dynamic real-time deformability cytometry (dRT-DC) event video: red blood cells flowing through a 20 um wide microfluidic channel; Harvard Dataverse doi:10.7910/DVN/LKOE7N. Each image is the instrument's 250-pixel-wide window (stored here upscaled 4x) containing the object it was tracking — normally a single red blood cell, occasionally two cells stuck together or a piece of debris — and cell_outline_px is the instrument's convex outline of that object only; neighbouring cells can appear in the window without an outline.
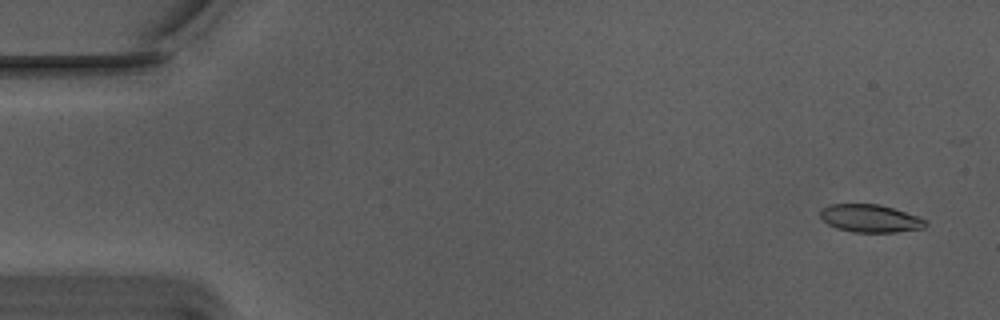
{"species": "Egyptian fruit bat (a non-hibernating species)", "species_latin": "Rousettus aegyptiacus", "temperature_condition": "warm", "stored_images_in_passage": 41, "camera_frame_rate_fps": 3000, "um_per_image_px": 0.085, "animal": {"sex": "male"}, "frame": {"image": 1, "passage_image": 3, "time_ms": 0.667, "image_size_px": [1000, 320], "cell_outline_px": [[928, 224], [924, 228], [896, 232], [852, 232], [836, 228], [828, 224], [820, 216], [820, 212], [824, 208], [832, 204], [880, 204], [920, 216]], "centroid_in_image_um": [74.01, 18.56], "position_along_channel_um": 11.0, "area_um2": 17.05}}
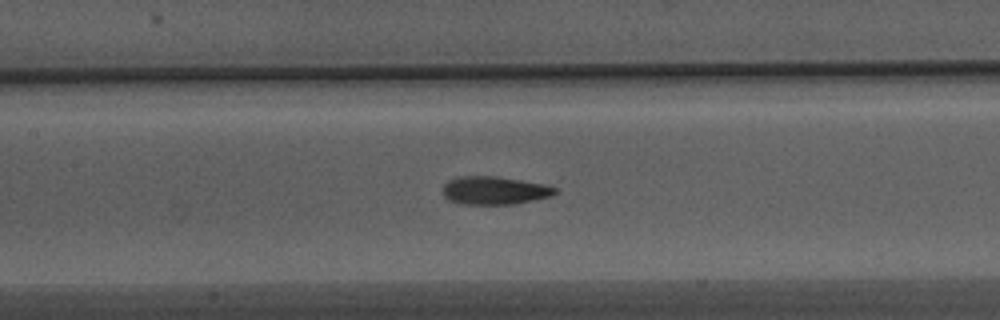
{"frame": {"image": 2, "passage_image": 26, "time_ms": 8.333, "image_size_px": [1000, 320], "cell_outline_px": [[556, 192], [552, 196], [536, 200], [512, 204], [464, 204], [448, 200], [444, 196], [444, 184], [448, 180], [460, 176], [496, 176], [548, 184], [556, 188]], "centroid_in_image_um": [42.06, 16.18], "position_along_channel_um": 165.3, "area_um2": 18.5}}
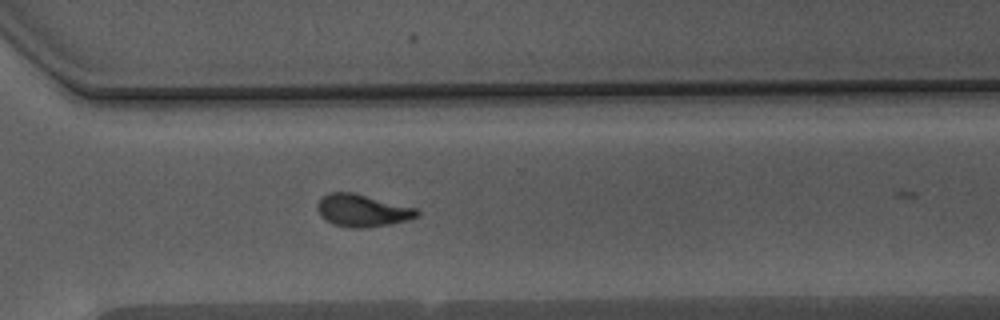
{"frame": {"image": 3, "passage_image": 40, "time_ms": 13.0, "image_size_px": [1000, 320], "cell_outline_px": [[420, 212], [416, 216], [404, 220], [388, 224], [368, 228], [348, 228], [332, 224], [320, 216], [316, 208], [316, 204], [324, 196], [332, 192], [352, 192], [416, 208]], "centroid_in_image_um": [30.74, 17.9], "position_along_channel_um": 339.9, "area_um2": 18.61}}